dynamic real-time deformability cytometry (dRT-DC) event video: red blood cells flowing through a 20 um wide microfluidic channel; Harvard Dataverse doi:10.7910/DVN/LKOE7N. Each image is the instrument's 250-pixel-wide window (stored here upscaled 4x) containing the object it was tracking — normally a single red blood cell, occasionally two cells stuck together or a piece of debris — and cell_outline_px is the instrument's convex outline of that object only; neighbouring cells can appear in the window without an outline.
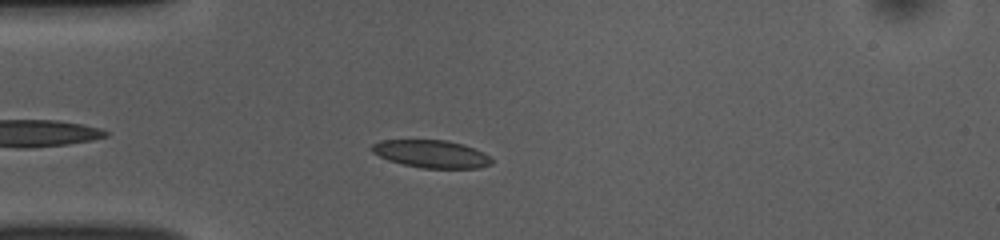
{"species": "common noctule bat (a hibernating species)", "species_latin": "Nyctalus noctula", "temperature_condition": "room temperature", "stored_images_in_passage": 29, "camera_frame_rate_fps": 3000, "um_per_image_px": 0.085, "animal": {"sex": "female", "body_mass_g": 10.0, "forearm_length_mm": 53.1}, "frame": {"image": 1, "passage_image": 5, "time_ms": 1.333, "image_size_px": [1000, 240], "cell_outline_px": [[492, 164], [480, 168], [420, 168], [388, 160], [372, 152], [372, 144], [380, 140], [444, 140], [464, 144], [476, 148], [484, 152], [492, 160]], "centroid_in_image_um": [36.69, 13.08], "position_along_channel_um": 48.3, "area_um2": 19.36}}
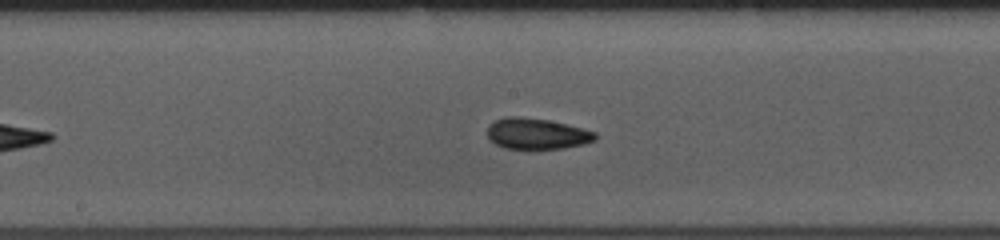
{"frame": {"image": 2, "passage_image": 18, "time_ms": 5.667, "image_size_px": [1000, 240], "cell_outline_px": [[596, 140], [584, 144], [564, 148], [504, 148], [496, 144], [488, 136], [488, 124], [492, 120], [504, 116], [516, 116], [548, 120], [584, 128], [596, 132]], "centroid_in_image_um": [45.62, 11.35], "position_along_channel_um": 202.6, "area_um2": 19.48}}
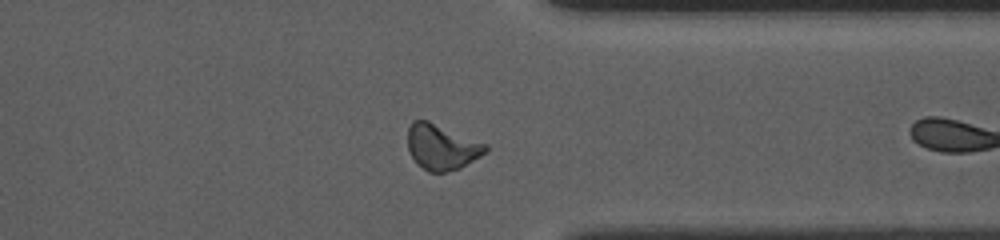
{"frame": {"image": 3, "passage_image": 28, "time_ms": 9.0, "image_size_px": [1000, 240], "cell_outline_px": [[488, 152], [460, 168], [444, 172], [428, 172], [416, 164], [408, 152], [408, 128], [412, 120], [428, 120], [488, 144]], "centroid_in_image_um": [37.54, 12.5], "position_along_channel_um": 373.9, "area_um2": 20.92}}